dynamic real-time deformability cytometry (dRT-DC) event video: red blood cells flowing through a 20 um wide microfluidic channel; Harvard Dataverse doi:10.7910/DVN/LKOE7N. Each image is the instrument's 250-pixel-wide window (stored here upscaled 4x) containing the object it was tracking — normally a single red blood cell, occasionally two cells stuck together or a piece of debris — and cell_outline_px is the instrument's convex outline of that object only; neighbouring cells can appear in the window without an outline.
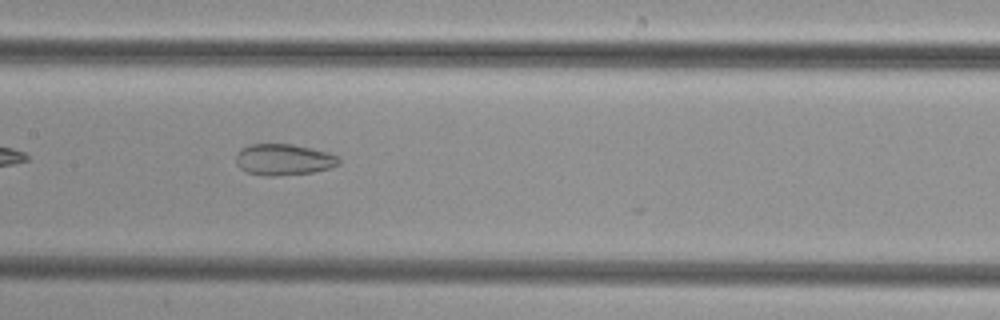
{"species": "common noctule bat (a hibernating species)", "species_latin": "Nyctalus noctula", "temperature_condition": "cold", "stored_images_in_passage": 36, "camera_frame_rate_fps": 3000, "um_per_image_px": 0.085, "animal": {"sex": "female", "body_mass_g": 29.2, "forearm_length_mm": 56.3}, "frame": {"image": 1, "passage_image": 11, "time_ms": 3.333, "image_size_px": [1000, 320], "cell_outline_px": [[340, 164], [328, 168], [312, 172], [276, 176], [264, 176], [248, 172], [240, 168], [236, 164], [236, 152], [240, 148], [252, 144], [292, 144], [328, 152], [336, 156], [340, 160]], "centroid_in_image_um": [24.07, 13.56], "position_along_channel_um": 183.3, "area_um2": 18.73}}